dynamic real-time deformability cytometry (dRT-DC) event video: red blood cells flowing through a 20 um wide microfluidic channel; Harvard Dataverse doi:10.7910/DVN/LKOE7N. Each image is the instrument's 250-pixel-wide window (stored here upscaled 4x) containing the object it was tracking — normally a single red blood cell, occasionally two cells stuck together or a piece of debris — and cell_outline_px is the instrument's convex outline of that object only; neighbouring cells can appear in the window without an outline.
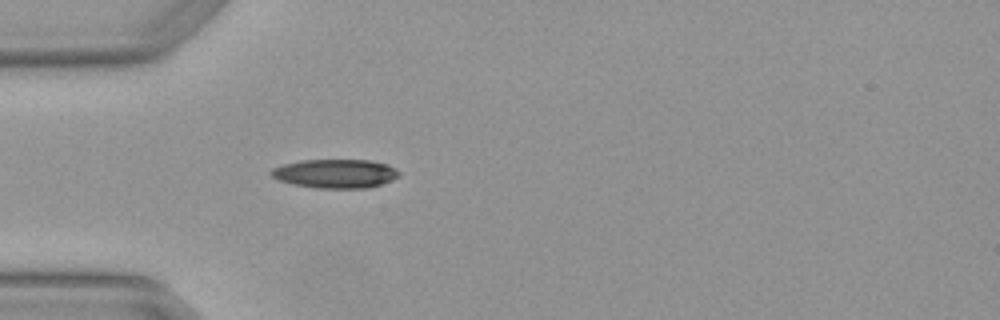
{"species": "Egyptian fruit bat (a non-hibernating species)", "species_latin": "Rousettus aegyptiacus", "temperature_condition": "warm", "stored_images_in_passage": 2, "camera_frame_rate_fps": 3000, "um_per_image_px": 0.085, "animal": {"sex": "female"}, "frame": {"image": 1, "passage_image": 2, "time_ms": 0.333, "image_size_px": [1000, 320], "cell_outline_px": [[400, 176], [392, 180], [368, 188], [316, 188], [292, 184], [280, 180], [272, 176], [268, 172], [272, 168], [284, 164], [300, 160], [368, 160], [388, 164], [396, 168], [400, 172]], "centroid_in_image_um": [28.52, 14.75], "position_along_channel_um": 56.5, "area_um2": 21.62}}